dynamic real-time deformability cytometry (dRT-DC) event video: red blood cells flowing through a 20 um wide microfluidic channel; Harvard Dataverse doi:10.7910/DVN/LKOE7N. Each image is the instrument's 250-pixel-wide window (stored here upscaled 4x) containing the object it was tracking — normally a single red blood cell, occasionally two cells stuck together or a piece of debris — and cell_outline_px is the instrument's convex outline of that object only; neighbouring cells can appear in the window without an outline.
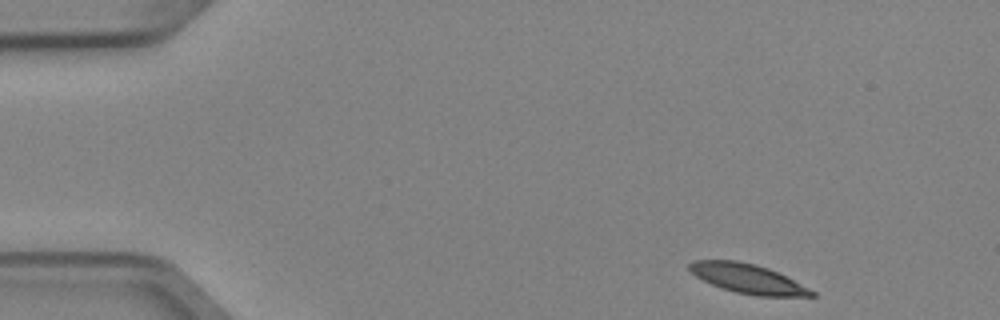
{"species": "Egyptian fruit bat (a non-hibernating species)", "species_latin": "Rousettus aegyptiacus", "temperature_condition": "cold", "stored_images_in_passage": 5, "camera_frame_rate_fps": 3000, "um_per_image_px": 0.085, "animal": {"sex": "female"}, "frame": {"image": 1, "passage_image": 1, "time_ms": 0.0, "image_size_px": [1000, 320], "cell_outline_px": [[816, 296], [756, 296], [736, 292], [720, 288], [696, 276], [688, 268], [688, 264], [692, 260], [736, 260], [756, 264], [768, 268], [816, 292]], "centroid_in_image_um": [63.52, 23.68], "position_along_channel_um": 21.5, "area_um2": 20.69}}
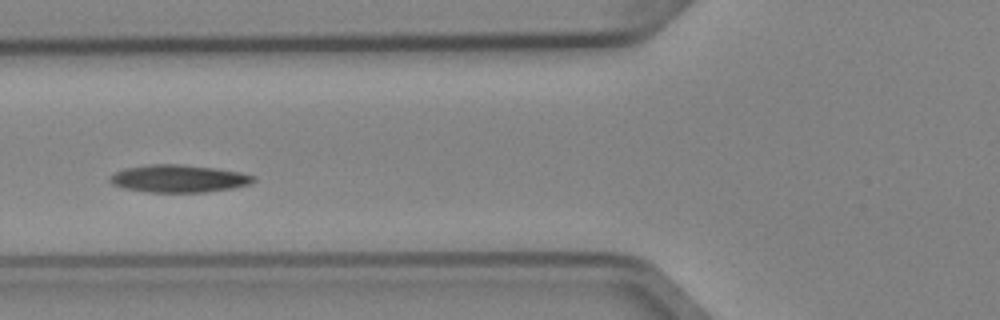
{"frame": {"image": 2, "passage_image": 5, "time_ms": 1.333, "image_size_px": [1000, 320], "cell_outline_px": [[256, 180], [252, 184], [232, 188], [204, 192], [148, 192], [124, 188], [112, 184], [108, 180], [108, 176], [124, 168], [148, 164], [180, 164], [216, 168], [240, 172], [256, 176]], "centroid_in_image_um": [15.19, 15.17], "position_along_channel_um": 110.6, "area_um2": 23.24}}